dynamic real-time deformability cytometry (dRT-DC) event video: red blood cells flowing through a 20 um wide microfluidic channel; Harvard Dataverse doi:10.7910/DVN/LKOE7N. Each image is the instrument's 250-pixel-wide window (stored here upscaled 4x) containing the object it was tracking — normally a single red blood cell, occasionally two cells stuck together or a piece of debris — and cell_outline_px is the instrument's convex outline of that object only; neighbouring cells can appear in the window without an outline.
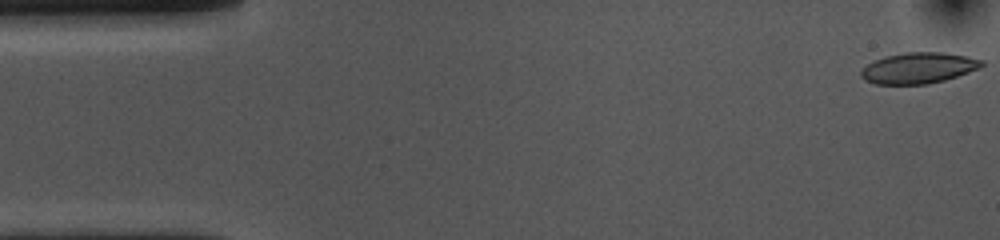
{"species": "common noctule bat (a hibernating species)", "species_latin": "Nyctalus noctula", "temperature_condition": "cold", "stored_images_in_passage": 54, "camera_frame_rate_fps": 3000, "um_per_image_px": 0.085, "animal": {"sex": "female", "body_mass_g": 10.0, "forearm_length_mm": 53.1}, "frame": {"image": 1, "passage_image": 1, "time_ms": 0.0, "image_size_px": [1000, 240], "cell_outline_px": [[984, 64], [980, 68], [944, 80], [928, 84], [876, 84], [864, 80], [860, 76], [860, 72], [868, 64], [884, 56], [908, 52], [944, 52], [968, 56], [984, 60]], "centroid_in_image_um": [78.09, 5.77], "position_along_channel_um": 6.9, "area_um2": 21.73}}
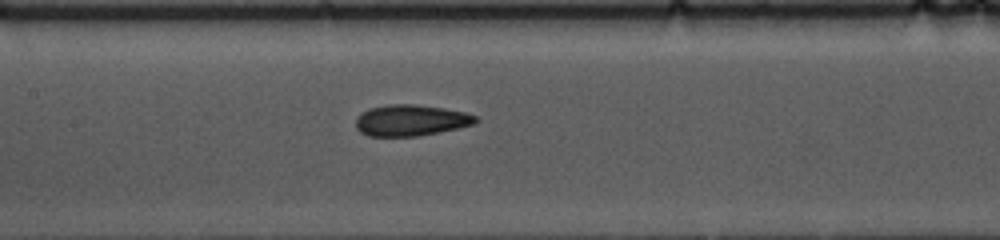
{"frame": {"image": 2, "passage_image": 24, "time_ms": 7.667, "image_size_px": [1000, 240], "cell_outline_px": [[480, 120], [476, 124], [460, 128], [440, 132], [416, 136], [368, 136], [360, 132], [356, 128], [356, 116], [360, 112], [368, 108], [388, 104], [416, 104], [444, 108], [464, 112], [476, 116]], "centroid_in_image_um": [34.92, 10.22], "position_along_channel_um": 172.5, "area_um2": 22.14}}
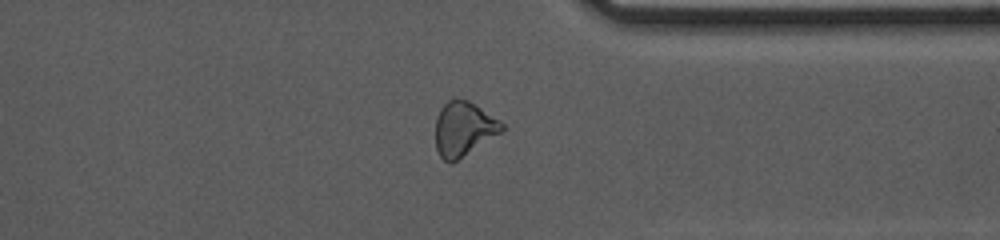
{"frame": {"image": 3, "passage_image": 41, "time_ms": 13.333, "image_size_px": [1000, 240], "cell_outline_px": [[504, 128], [500, 132], [452, 164], [448, 164], [440, 156], [436, 148], [436, 116], [440, 108], [448, 100], [456, 96], [468, 100], [500, 120], [504, 124]], "centroid_in_image_um": [39.37, 10.93], "position_along_channel_um": 372.0, "area_um2": 21.1}, "authors_computed_cell_mechanics": {"area_um2": 21.9062, "velocity_mm_per_s": 3.632, "shape_relaxation_time_tau1_ms": 5.8655, "shape_relaxation_time_tau2_ms": 3.7013, "deformation_change_tau1": 0.1321, "deformation_change_tau2": 0.1051}}